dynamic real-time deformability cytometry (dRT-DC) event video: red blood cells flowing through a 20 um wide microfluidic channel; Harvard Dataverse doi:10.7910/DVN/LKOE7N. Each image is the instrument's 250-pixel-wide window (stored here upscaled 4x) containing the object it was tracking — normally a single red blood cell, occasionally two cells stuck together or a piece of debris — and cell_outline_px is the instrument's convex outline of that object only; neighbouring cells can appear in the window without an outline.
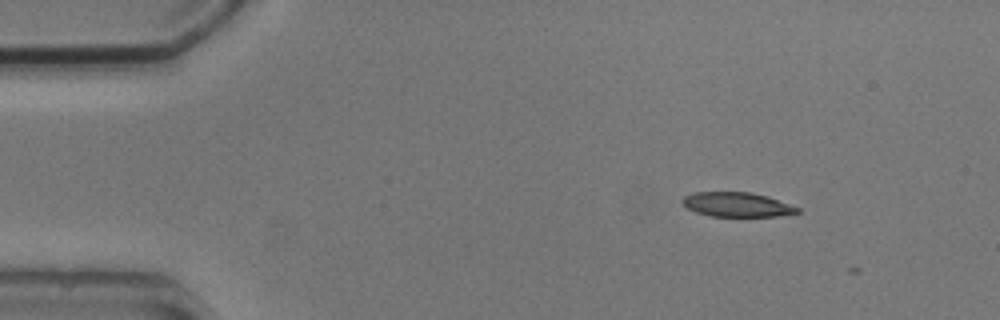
{"species": "common noctule bat (a hibernating species)", "species_latin": "Nyctalus noctula", "temperature_condition": "cold", "stored_images_in_passage": 4, "camera_frame_rate_fps": 3000, "um_per_image_px": 0.085, "animal": {"sex": "male", "body_mass_g": 20.5, "forearm_length_mm": 52.5}, "frame": {"image": 1, "passage_image": 2, "time_ms": 1.333, "image_size_px": [1000, 320], "cell_outline_px": [[800, 212], [776, 216], [712, 216], [696, 212], [688, 208], [680, 200], [684, 196], [692, 192], [752, 192], [768, 196], [800, 208]], "centroid_in_image_um": [62.63, 17.38], "position_along_channel_um": 22.4, "area_um2": 16.36}}